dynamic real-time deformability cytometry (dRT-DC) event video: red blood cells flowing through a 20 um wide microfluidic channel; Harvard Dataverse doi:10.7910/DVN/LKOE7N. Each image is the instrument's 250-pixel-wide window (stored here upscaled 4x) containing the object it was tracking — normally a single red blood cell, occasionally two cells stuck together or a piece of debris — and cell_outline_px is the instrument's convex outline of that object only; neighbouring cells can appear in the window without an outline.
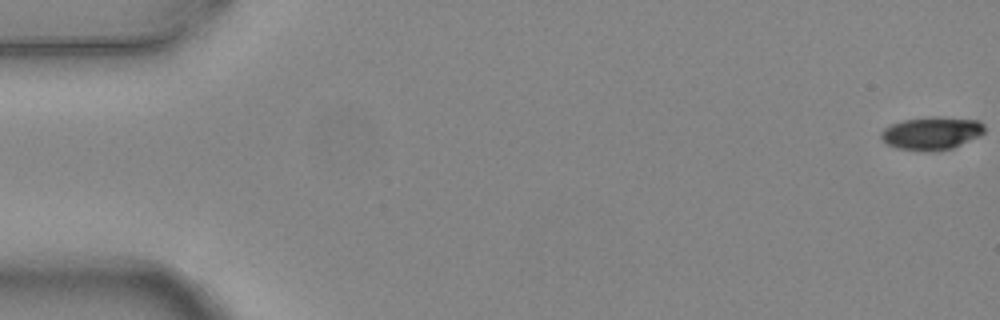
{"species": "common noctule bat (a hibernating species)", "species_latin": "Nyctalus noctula", "temperature_condition": "warm", "stored_images_in_passage": 7, "camera_frame_rate_fps": 3000, "um_per_image_px": 0.085, "animal": {"sex": "female", "body_mass_g": 24.6, "forearm_length_mm": 56.2}, "frame": {"image": 1, "passage_image": 1, "time_ms": 0.0, "image_size_px": [1000, 320], "cell_outline_px": [[984, 132], [980, 136], [952, 148], [936, 152], [928, 152], [896, 148], [884, 144], [880, 140], [880, 132], [884, 128], [892, 124], [904, 120], [928, 116], [936, 116], [980, 120], [984, 124]], "centroid_in_image_um": [79.16, 11.33], "position_along_channel_um": 5.8, "area_um2": 20.35}}
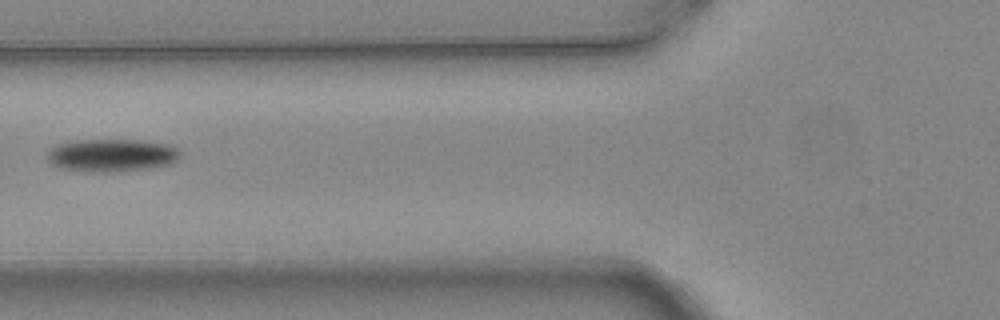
{"frame": {"image": 2, "passage_image": 6, "time_ms": 1.667, "image_size_px": [1000, 320], "cell_outline_px": [[180, 156], [172, 164], [148, 168], [108, 172], [92, 172], [64, 168], [52, 164], [48, 160], [48, 152], [52, 148], [60, 144], [76, 140], [140, 140], [164, 144], [176, 148], [180, 152]], "centroid_in_image_um": [9.51, 13.2], "position_along_channel_um": 116.3, "area_um2": 24.97}}
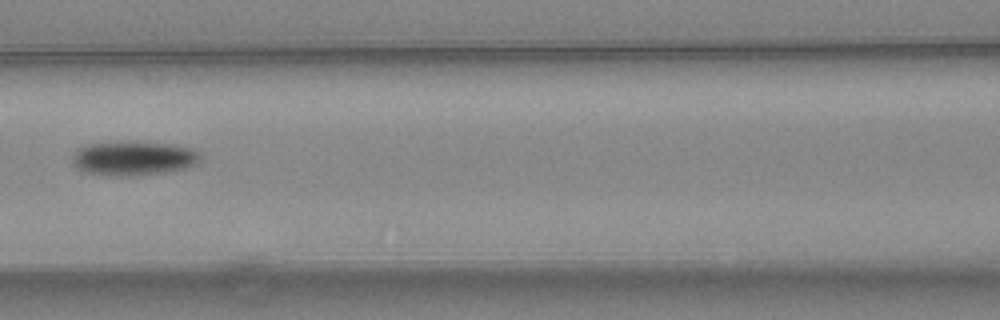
{"frame": {"image": 3, "passage_image": 7, "time_ms": 2.0, "image_size_px": [1000, 320], "cell_outline_px": [[200, 160], [196, 164], [184, 168], [164, 172], [132, 176], [108, 176], [84, 172], [76, 168], [72, 164], [72, 156], [80, 148], [88, 144], [176, 144], [192, 148], [200, 152]], "centroid_in_image_um": [11.36, 13.5], "position_along_channel_um": 155.2, "area_um2": 24.85}}